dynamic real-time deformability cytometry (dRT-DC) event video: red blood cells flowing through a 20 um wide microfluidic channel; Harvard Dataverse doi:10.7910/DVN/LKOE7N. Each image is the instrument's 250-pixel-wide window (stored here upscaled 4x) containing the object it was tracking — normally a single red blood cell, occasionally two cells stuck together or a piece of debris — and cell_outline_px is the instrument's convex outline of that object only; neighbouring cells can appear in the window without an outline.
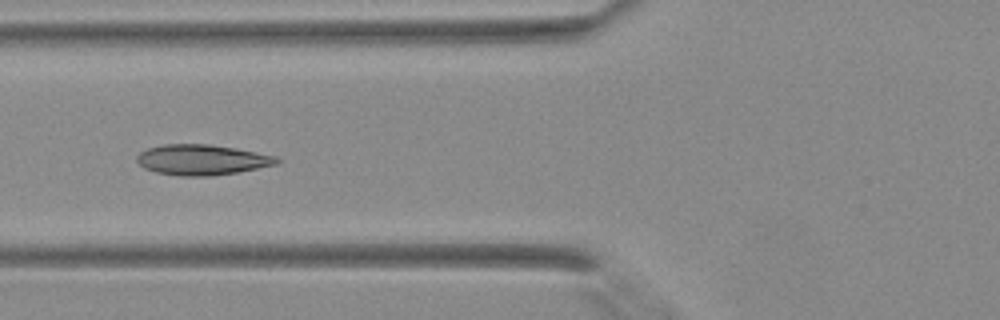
{"species": "Egyptian fruit bat (a non-hibernating species)", "species_latin": "Rousettus aegyptiacus", "temperature_condition": "warm", "stored_images_in_passage": 2, "camera_frame_rate_fps": 3000, "um_per_image_px": 0.085, "animal": {"sex": "female"}, "frame": {"image": 1, "passage_image": 2, "time_ms": 0.333, "image_size_px": [1000, 320], "cell_outline_px": [[280, 164], [236, 172], [212, 176], [180, 176], [156, 172], [144, 168], [136, 160], [136, 156], [140, 152], [148, 148], [164, 144], [208, 144], [236, 148], [276, 156], [280, 160]], "centroid_in_image_um": [17.17, 13.58], "position_along_channel_um": 108.6, "area_um2": 24.85}}